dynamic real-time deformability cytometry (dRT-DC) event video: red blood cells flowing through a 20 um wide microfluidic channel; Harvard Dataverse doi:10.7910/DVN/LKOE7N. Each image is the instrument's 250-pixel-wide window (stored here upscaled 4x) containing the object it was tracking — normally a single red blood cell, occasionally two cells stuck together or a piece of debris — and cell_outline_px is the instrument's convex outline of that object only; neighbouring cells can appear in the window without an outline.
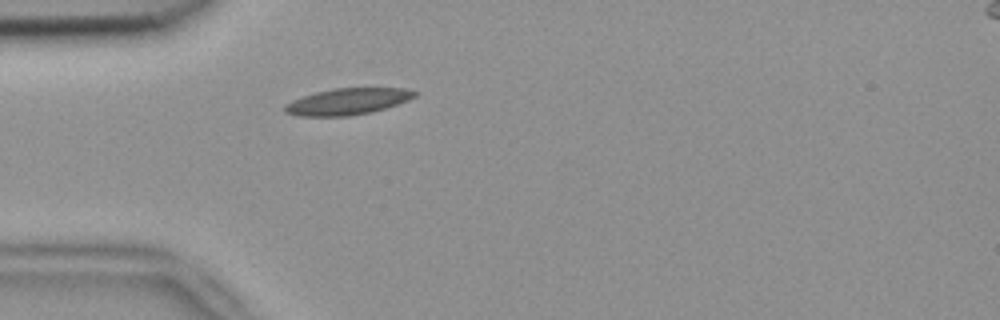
{"species": "common noctule bat (a hibernating species)", "species_latin": "Nyctalus noctula", "temperature_condition": "room temperature", "stored_images_in_passage": 2, "camera_frame_rate_fps": 3000, "um_per_image_px": 0.085, "animal": {"sex": "female", "body_mass_g": 18.4}, "frame": {"image": 1, "passage_image": 2, "time_ms": 0.333, "image_size_px": [1000, 320], "cell_outline_px": [[420, 92], [416, 96], [408, 100], [372, 112], [348, 116], [300, 116], [284, 112], [284, 104], [292, 100], [316, 92], [332, 88], [404, 88]], "centroid_in_image_um": [29.54, 8.62], "position_along_channel_um": 55.5, "area_um2": 20.0}}